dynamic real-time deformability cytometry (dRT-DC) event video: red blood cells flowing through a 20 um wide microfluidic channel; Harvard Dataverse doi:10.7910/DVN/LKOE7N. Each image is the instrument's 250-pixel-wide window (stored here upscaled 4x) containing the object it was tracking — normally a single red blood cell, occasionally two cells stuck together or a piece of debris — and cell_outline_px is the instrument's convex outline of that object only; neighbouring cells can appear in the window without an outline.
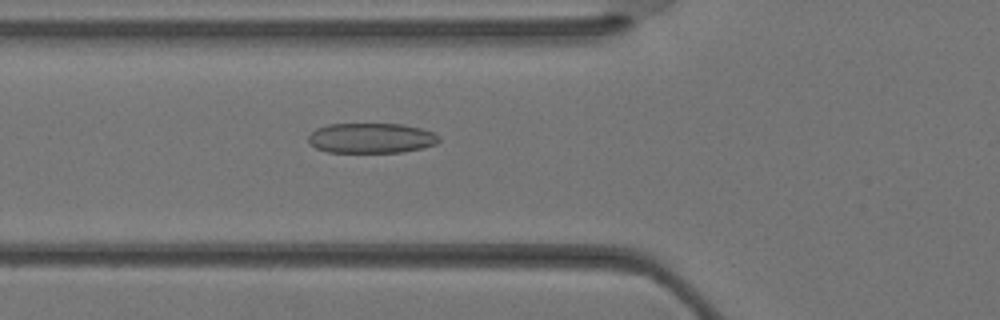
{"species": "Egyptian fruit bat (a non-hibernating species)", "species_latin": "Rousettus aegyptiacus", "temperature_condition": "warm", "stored_images_in_passage": 27, "camera_frame_rate_fps": 3000, "um_per_image_px": 0.085, "animal": {"sex": "female"}, "frame": {"image": 1, "passage_image": 4, "time_ms": 1.0, "image_size_px": [1000, 320], "cell_outline_px": [[440, 140], [436, 144], [420, 148], [400, 152], [328, 152], [316, 148], [308, 140], [308, 136], [316, 128], [328, 124], [404, 124], [420, 128], [432, 132], [440, 136]], "centroid_in_image_um": [31.55, 11.73], "position_along_channel_um": 94.2, "area_um2": 22.83}}
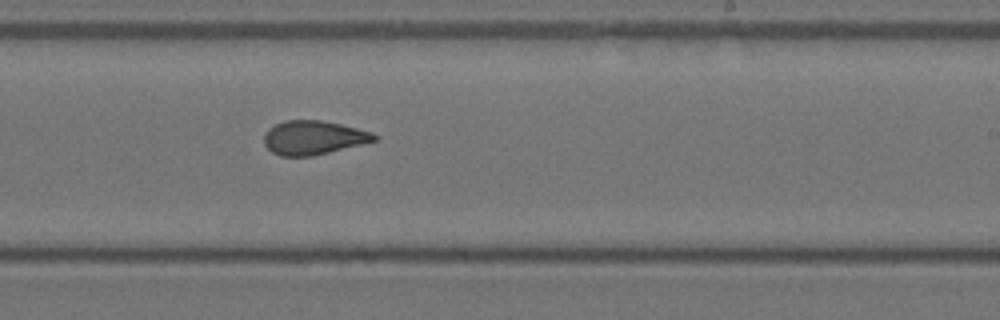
{"frame": {"image": 2, "passage_image": 13, "time_ms": 4.0, "image_size_px": [1000, 320], "cell_outline_px": [[376, 140], [312, 156], [280, 156], [272, 152], [264, 144], [264, 136], [268, 128], [284, 120], [320, 120], [340, 124], [372, 132], [376, 136]], "centroid_in_image_um": [26.59, 11.69], "position_along_channel_um": 262.4, "area_um2": 21.5}}
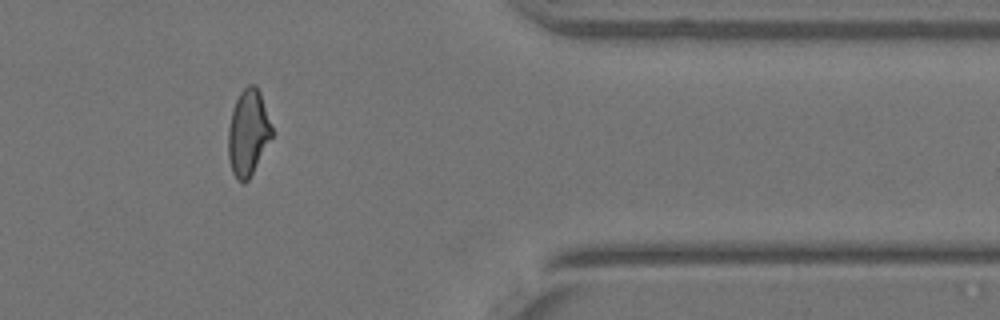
{"frame": {"image": 3, "passage_image": 21, "time_ms": 6.667, "image_size_px": [1000, 320], "cell_outline_px": [[272, 136], [248, 180], [244, 184], [236, 180], [232, 172], [228, 156], [228, 128], [232, 112], [236, 100], [240, 92], [248, 84], [256, 84], [260, 92], [272, 128]], "centroid_in_image_um": [21.07, 11.29], "position_along_channel_um": 390.3, "area_um2": 21.68}}